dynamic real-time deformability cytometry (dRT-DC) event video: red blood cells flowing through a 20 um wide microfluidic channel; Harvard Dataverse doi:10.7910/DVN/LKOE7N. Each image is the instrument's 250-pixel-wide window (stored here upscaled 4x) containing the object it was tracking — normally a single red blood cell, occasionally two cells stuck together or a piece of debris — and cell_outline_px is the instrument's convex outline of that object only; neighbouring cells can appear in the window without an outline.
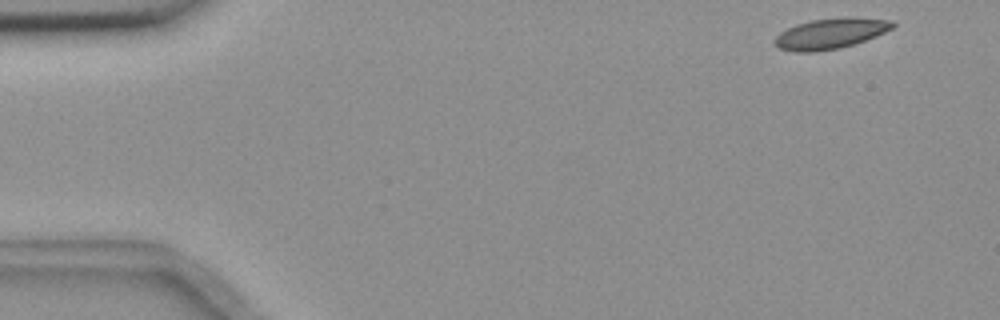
{"species": "common noctule bat (a hibernating species)", "species_latin": "Nyctalus noctula", "temperature_condition": "room temperature", "stored_images_in_passage": 10, "camera_frame_rate_fps": 3000, "um_per_image_px": 0.085, "animal": {"sex": "female", "body_mass_g": 18.4}, "frame": {"image": 1, "passage_image": 1, "time_ms": 0.0, "image_size_px": [1000, 320], "cell_outline_px": [[896, 24], [892, 28], [876, 36], [840, 48], [812, 52], [796, 52], [780, 48], [772, 44], [772, 40], [780, 32], [796, 24], [812, 20], [844, 16], [856, 16], [892, 20]], "centroid_in_image_um": [70.58, 2.83], "position_along_channel_um": 14.4, "area_um2": 21.21}}